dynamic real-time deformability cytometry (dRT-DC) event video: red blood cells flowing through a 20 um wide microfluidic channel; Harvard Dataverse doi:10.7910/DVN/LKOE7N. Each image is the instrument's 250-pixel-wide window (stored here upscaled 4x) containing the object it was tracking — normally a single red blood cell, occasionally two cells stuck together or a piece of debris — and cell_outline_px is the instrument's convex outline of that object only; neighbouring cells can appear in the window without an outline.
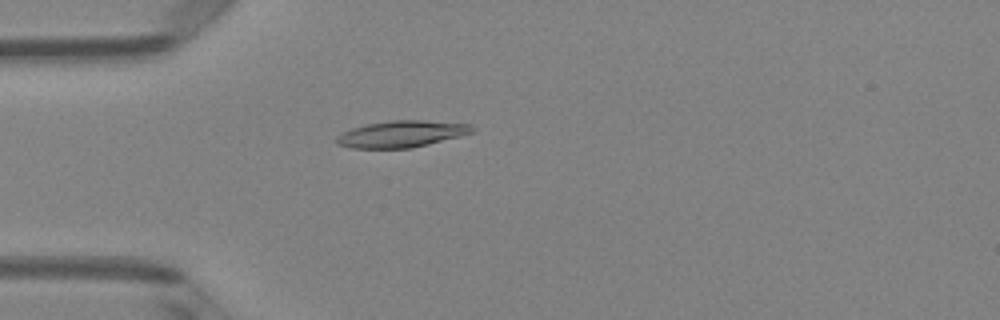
{"species": "Egyptian fruit bat (a non-hibernating species)", "species_latin": "Rousettus aegyptiacus", "temperature_condition": "room temperature", "stored_images_in_passage": 48, "camera_frame_rate_fps": 3000, "um_per_image_px": 0.085, "animal": {"sex": "female"}, "frame": {"image": 1, "passage_image": 13, "time_ms": 4.0, "image_size_px": [1000, 320], "cell_outline_px": [[476, 132], [412, 148], [352, 148], [336, 144], [336, 136], [352, 128], [368, 124], [392, 120], [424, 120], [472, 124], [476, 128]], "centroid_in_image_um": [34.18, 11.38], "position_along_channel_um": 50.8, "area_um2": 21.1}}
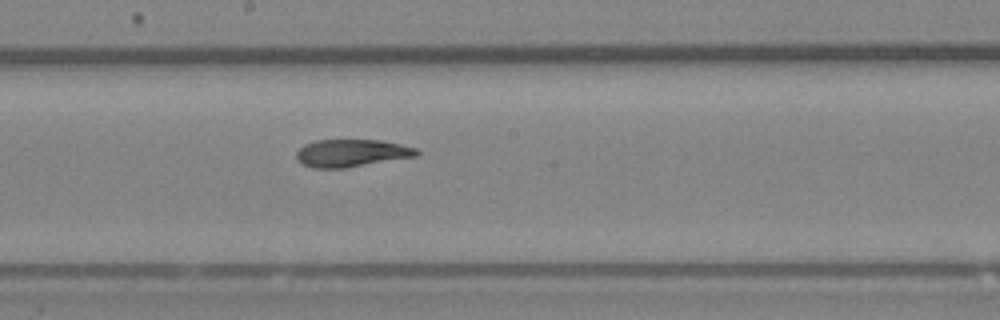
{"frame": {"image": 2, "passage_image": 26, "time_ms": 8.333, "image_size_px": [1000, 320], "cell_outline_px": [[420, 152], [416, 156], [344, 168], [312, 168], [296, 160], [296, 152], [304, 144], [316, 140], [380, 140], [400, 144], [416, 148]], "centroid_in_image_um": [29.85, 13.01], "position_along_channel_um": 218.4, "area_um2": 19.19}}
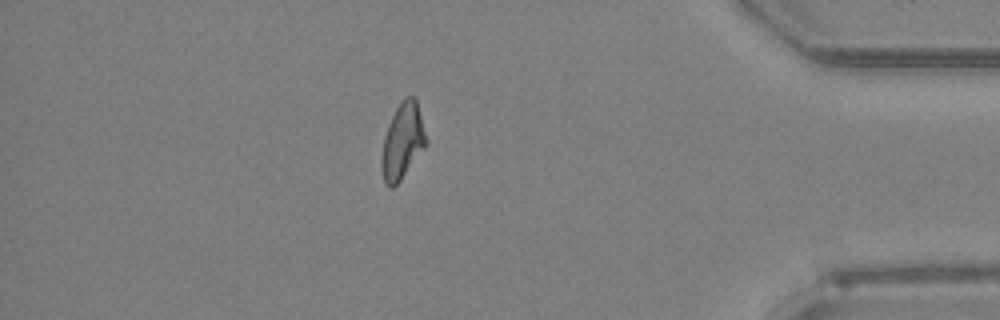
{"frame": {"image": 3, "passage_image": 42, "time_ms": 13.667, "image_size_px": [1000, 320], "cell_outline_px": [[428, 144], [400, 180], [392, 188], [388, 188], [384, 184], [380, 168], [380, 160], [384, 136], [388, 124], [396, 108], [404, 96], [416, 96], [428, 140]], "centroid_in_image_um": [34.21, 12.0], "position_along_channel_um": 401.0, "area_um2": 20.11}, "authors_computed_cell_mechanics": {"area_um2": 20.0277, "velocity_mm_per_s": 4.1229, "shape_relaxation_time_tau1_ms": 6.0254, "shape_relaxation_time_tau2_ms": 4.0903, "deformation_change_tau1": 0.1889, "deformation_change_tau2": 0.1151}}